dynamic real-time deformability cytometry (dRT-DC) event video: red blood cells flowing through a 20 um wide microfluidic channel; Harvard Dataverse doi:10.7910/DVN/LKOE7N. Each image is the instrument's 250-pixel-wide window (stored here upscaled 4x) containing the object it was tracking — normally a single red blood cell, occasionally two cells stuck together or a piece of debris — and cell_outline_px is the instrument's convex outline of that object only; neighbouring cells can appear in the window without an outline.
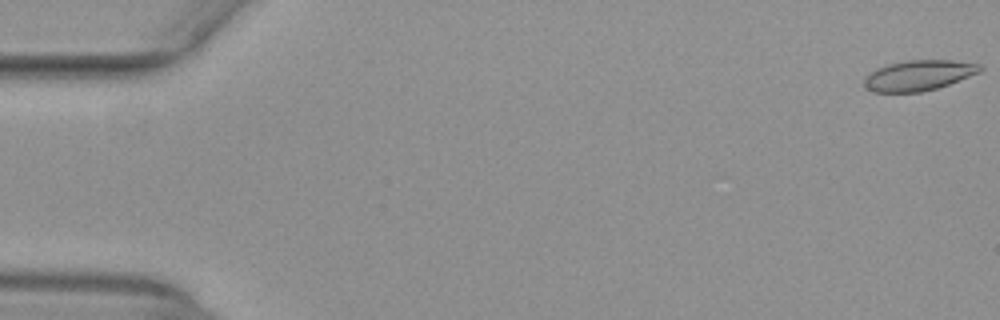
{"species": "common noctule bat (a hibernating species)", "species_latin": "Nyctalus noctula", "temperature_condition": "warm", "stored_images_in_passage": 8, "camera_frame_rate_fps": 3000, "um_per_image_px": 0.085, "animal": {"sex": "female", "body_mass_g": 29.2, "forearm_length_mm": 56.3}, "frame": {"image": 1, "passage_image": 1, "time_ms": 0.0, "image_size_px": [1000, 320], "cell_outline_px": [[984, 68], [980, 72], [948, 84], [936, 88], [920, 92], [872, 92], [864, 84], [864, 76], [876, 68], [888, 64], [908, 60], [952, 60], [980, 64]], "centroid_in_image_um": [78.07, 6.4], "position_along_channel_um": 6.9, "area_um2": 20.46}}